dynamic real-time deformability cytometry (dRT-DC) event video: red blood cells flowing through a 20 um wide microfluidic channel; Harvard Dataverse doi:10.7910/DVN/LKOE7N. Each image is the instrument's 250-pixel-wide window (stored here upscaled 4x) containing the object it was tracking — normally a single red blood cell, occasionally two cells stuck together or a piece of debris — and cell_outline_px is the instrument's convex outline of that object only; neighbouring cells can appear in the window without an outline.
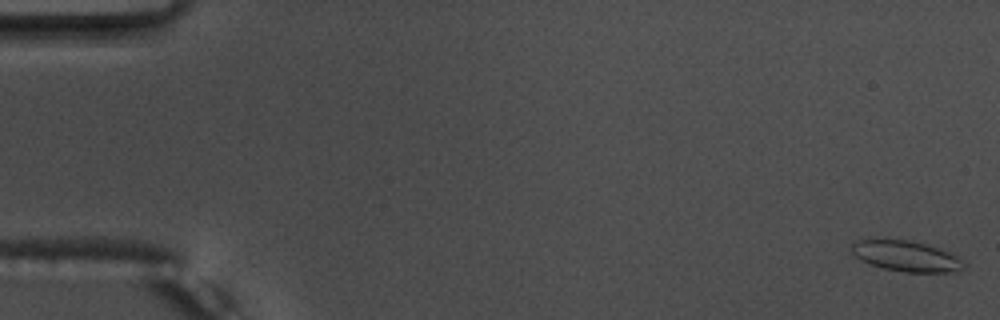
{"species": "common noctule bat (a hibernating species)", "species_latin": "Nyctalus noctula", "temperature_condition": "warm", "stored_images_in_passage": 55, "camera_frame_rate_fps": 3000, "um_per_image_px": 0.085, "animal": {"sex": "male", "body_mass_g": 17.5, "forearm_length_mm": 52.3}, "frame": {"image": 1, "passage_image": 1, "time_ms": 0.0, "image_size_px": [1000, 320], "cell_outline_px": [[968, 268], [956, 272], [904, 272], [884, 268], [868, 264], [860, 260], [852, 252], [852, 244], [856, 240], [908, 240], [940, 248], [956, 256]], "centroid_in_image_um": [77.04, 21.79], "position_along_channel_um": 8.0, "area_um2": 19.88}}
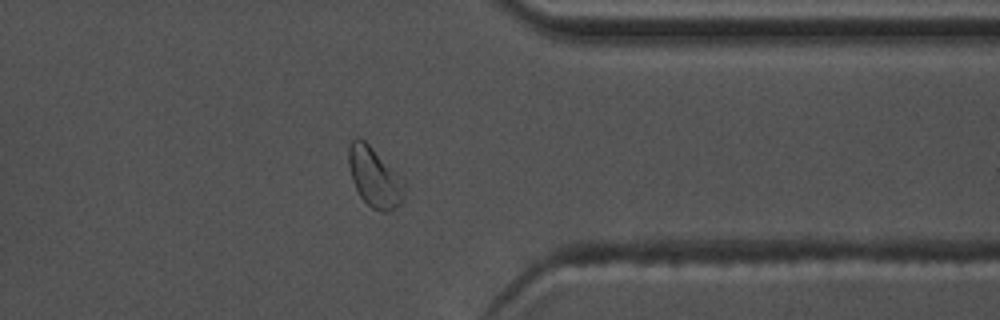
{"frame": {"image": 2, "passage_image": 44, "time_ms": 14.333, "image_size_px": [1000, 320], "cell_outline_px": [[404, 200], [400, 204], [388, 212], [380, 212], [372, 208], [360, 196], [352, 180], [348, 164], [348, 144], [356, 136], [364, 140], [404, 180]], "centroid_in_image_um": [31.82, 15.07], "position_along_channel_um": 379.6, "area_um2": 19.31}}
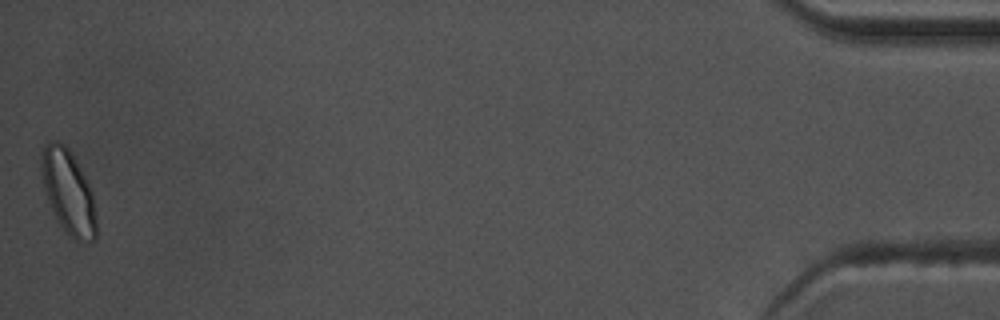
{"frame": {"image": 3, "passage_image": 55, "time_ms": 18.0, "image_size_px": [1000, 320], "cell_outline_px": [[96, 240], [76, 240], [56, 220], [48, 200], [44, 188], [40, 168], [40, 152], [48, 140], [56, 140], [64, 144], [68, 148], [84, 176], [92, 192], [96, 212]], "centroid_in_image_um": [5.78, 16.27], "position_along_channel_um": 429.4, "area_um2": 26.65}, "authors_computed_cell_mechanics": {"area_um2": 18.0914, "velocity_mm_per_s": 3.7515, "shape_relaxation_time_tau1_ms": 3.2444, "shape_relaxation_time_tau2_ms": 1.2829, "deformation_change_tau1": 0.0978, "deformation_change_tau2": 0.0651}}